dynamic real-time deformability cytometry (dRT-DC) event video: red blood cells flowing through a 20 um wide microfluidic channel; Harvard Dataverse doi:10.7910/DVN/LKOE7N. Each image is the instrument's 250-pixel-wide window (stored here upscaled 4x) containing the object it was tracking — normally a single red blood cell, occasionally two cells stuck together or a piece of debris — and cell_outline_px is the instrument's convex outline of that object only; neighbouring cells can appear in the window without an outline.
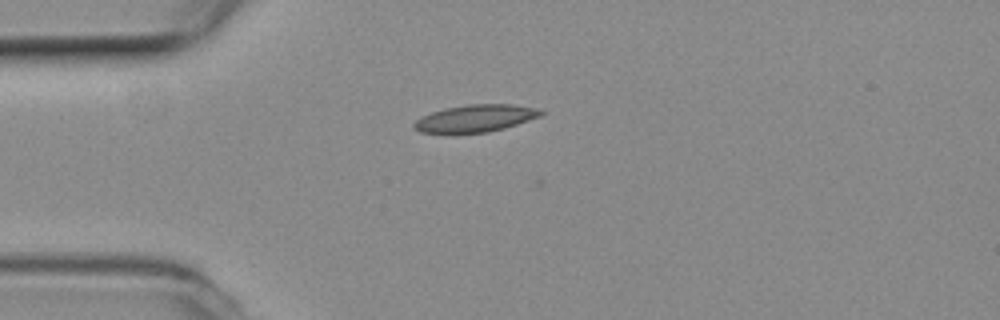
{"species": "common noctule bat (a hibernating species)", "species_latin": "Nyctalus noctula", "temperature_condition": "room temperature", "stored_images_in_passage": 8, "camera_frame_rate_fps": 3000, "um_per_image_px": 0.085, "animal": {"sex": "female", "body_mass_g": 19.3, "forearm_length_mm": 54.1}, "frame": {"image": 1, "passage_image": 5, "time_ms": 1.333, "image_size_px": [1000, 320], "cell_outline_px": [[544, 112], [540, 116], [504, 128], [488, 132], [452, 136], [448, 136], [420, 132], [412, 124], [416, 120], [432, 112], [448, 108], [468, 104], [512, 104], [532, 108]], "centroid_in_image_um": [40.32, 10.11], "position_along_channel_um": 44.7, "area_um2": 20.46}}